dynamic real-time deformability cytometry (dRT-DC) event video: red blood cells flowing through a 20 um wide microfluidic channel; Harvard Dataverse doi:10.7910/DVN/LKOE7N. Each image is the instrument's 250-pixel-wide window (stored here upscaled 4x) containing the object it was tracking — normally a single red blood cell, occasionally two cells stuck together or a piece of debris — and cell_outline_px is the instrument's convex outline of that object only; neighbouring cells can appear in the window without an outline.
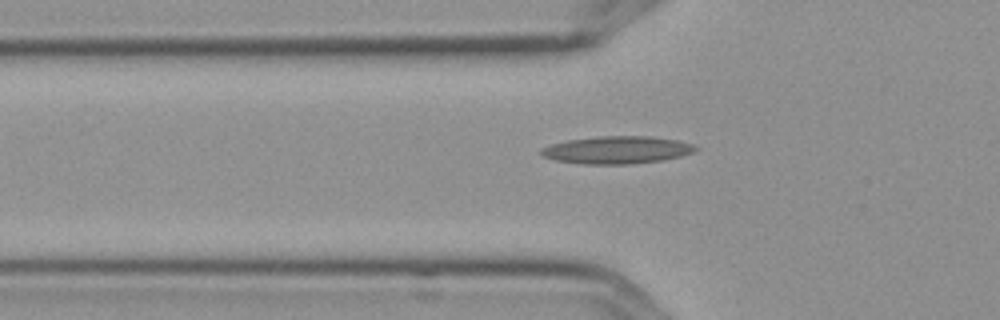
{"species": "Egyptian fruit bat (a non-hibernating species)", "species_latin": "Rousettus aegyptiacus", "temperature_condition": "cold", "stored_images_in_passage": 6, "camera_frame_rate_fps": 3000, "um_per_image_px": 0.085, "frame": {"image": 1, "passage_image": 6, "time_ms": 1.667, "image_size_px": [1000, 320], "cell_outline_px": [[700, 148], [692, 152], [680, 156], [664, 160], [628, 164], [584, 164], [556, 160], [544, 156], [540, 152], [540, 148], [552, 144], [568, 140], [596, 136], [652, 136], [676, 140], [692, 144]], "centroid_in_image_um": [52.45, 12.74], "position_along_channel_um": 73.4, "area_um2": 24.68}}